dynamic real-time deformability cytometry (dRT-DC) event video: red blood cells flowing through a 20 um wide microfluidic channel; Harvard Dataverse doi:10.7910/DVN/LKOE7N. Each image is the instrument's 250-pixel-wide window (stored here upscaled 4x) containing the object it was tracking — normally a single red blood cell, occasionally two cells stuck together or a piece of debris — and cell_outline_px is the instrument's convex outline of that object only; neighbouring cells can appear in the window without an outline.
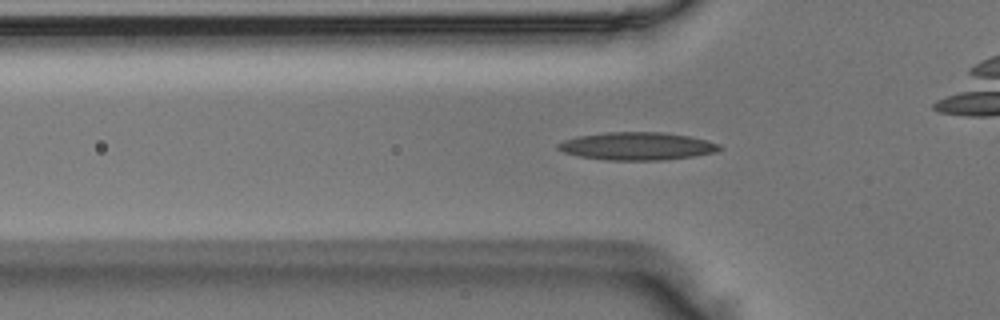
{"species": "Egyptian fruit bat (a non-hibernating species)", "species_latin": "Rousettus aegyptiacus", "temperature_condition": "room temperature", "stored_images_in_passage": 46, "camera_frame_rate_fps": 3000, "um_per_image_px": 0.085, "animal": {"sex": "male"}, "frame": {"image": 1, "passage_image": 11, "time_ms": 3.333, "image_size_px": [1000, 320], "cell_outline_px": [[724, 148], [716, 152], [692, 156], [660, 160], [608, 160], [580, 156], [564, 152], [556, 148], [556, 144], [564, 140], [576, 136], [604, 132], [664, 132], [688, 136], [708, 140], [720, 144]], "centroid_in_image_um": [54.15, 12.41], "position_along_channel_um": 71.6, "area_um2": 26.24}}
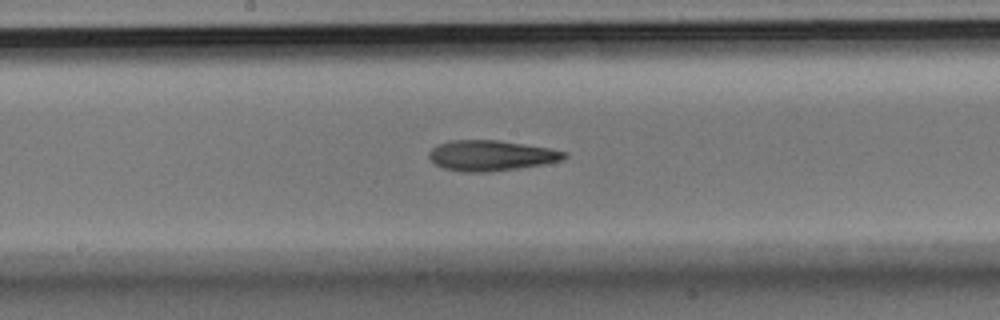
{"frame": {"image": 2, "passage_image": 21, "time_ms": 6.667, "image_size_px": [1000, 320], "cell_outline_px": [[568, 156], [560, 160], [544, 164], [516, 168], [484, 172], [464, 172], [444, 168], [436, 164], [428, 156], [428, 152], [436, 144], [452, 140], [500, 140], [548, 148], [568, 152]], "centroid_in_image_um": [41.72, 13.21], "position_along_channel_um": 206.5, "area_um2": 23.87}}
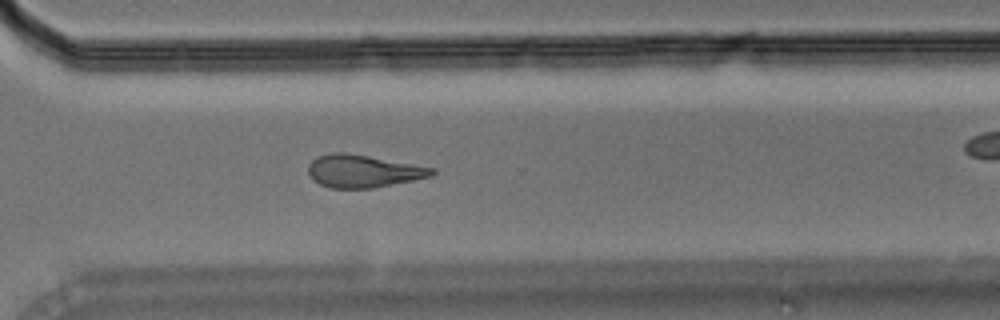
{"frame": {"image": 3, "passage_image": 31, "time_ms": 10.0, "image_size_px": [1000, 320], "cell_outline_px": [[436, 172], [432, 176], [372, 188], [332, 188], [320, 184], [312, 180], [308, 172], [308, 164], [316, 156], [332, 152], [344, 152], [368, 156], [436, 168]], "centroid_in_image_um": [30.84, 14.54], "position_along_channel_um": 339.8, "area_um2": 23.47}}